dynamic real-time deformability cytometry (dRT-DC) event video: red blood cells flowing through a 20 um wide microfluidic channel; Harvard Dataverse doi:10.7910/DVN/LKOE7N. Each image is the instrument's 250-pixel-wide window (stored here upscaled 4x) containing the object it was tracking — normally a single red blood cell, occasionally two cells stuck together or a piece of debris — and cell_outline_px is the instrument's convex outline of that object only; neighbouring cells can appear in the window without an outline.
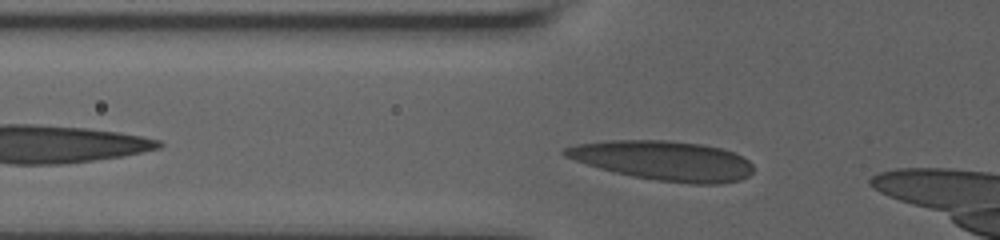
{"species": "human", "species_latin": "Homo sapiens", "temperature_condition": "room temperature", "stored_images_in_passage": 17, "camera_frame_rate_fps": 3000, "um_per_image_px": 0.085, "donor": {"sex": "male"}, "frame": {"image": 1, "passage_image": 4, "time_ms": 0.667, "image_size_px": [1000, 240], "cell_outline_px": [[752, 172], [748, 176], [740, 180], [720, 184], [692, 184], [656, 180], [632, 176], [600, 168], [564, 156], [560, 152], [564, 148], [576, 144], [608, 140], [664, 140], [700, 144], [720, 148], [744, 156], [752, 164]], "centroid_in_image_um": [56.41, 13.65], "position_along_channel_um": 69.4, "area_um2": 43.29}}
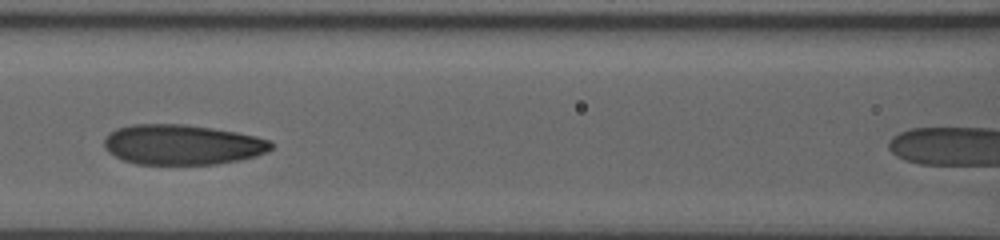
{"frame": {"image": 2, "passage_image": 13, "time_ms": 3.0, "image_size_px": [1000, 240], "cell_outline_px": [[272, 148], [268, 152], [256, 156], [240, 160], [216, 164], [136, 164], [124, 160], [108, 152], [104, 148], [104, 140], [108, 132], [116, 128], [132, 124], [188, 124], [236, 132], [256, 136], [268, 140], [272, 144]], "centroid_in_image_um": [15.47, 12.29], "position_along_channel_um": 151.1, "area_um2": 39.25}}
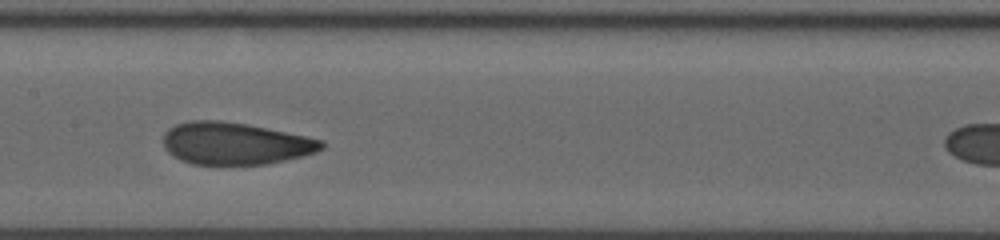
{"frame": {"image": 3, "passage_image": 16, "time_ms": 4.0, "image_size_px": [1000, 240], "cell_outline_px": [[324, 148], [316, 152], [268, 164], [220, 168], [192, 164], [180, 160], [168, 152], [164, 148], [164, 132], [168, 128], [176, 124], [188, 120], [220, 120], [248, 124], [308, 136], [324, 140]], "centroid_in_image_um": [19.96, 12.23], "position_along_channel_um": 187.4, "area_um2": 40.17}}